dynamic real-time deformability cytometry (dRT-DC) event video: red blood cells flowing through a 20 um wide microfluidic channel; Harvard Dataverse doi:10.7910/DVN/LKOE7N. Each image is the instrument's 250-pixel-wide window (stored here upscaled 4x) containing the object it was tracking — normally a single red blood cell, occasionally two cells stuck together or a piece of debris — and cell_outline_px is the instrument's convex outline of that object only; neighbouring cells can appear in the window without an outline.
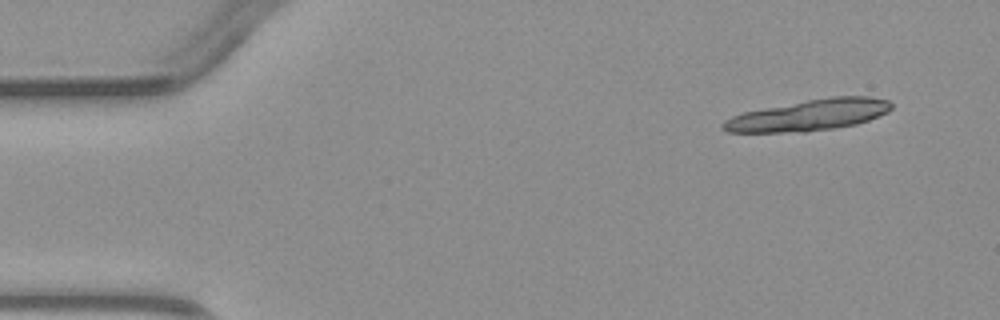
{"species": "common noctule bat (a hibernating species)", "species_latin": "Nyctalus noctula", "temperature_condition": "warm", "stored_images_in_passage": 5, "camera_frame_rate_fps": 3000, "um_per_image_px": 0.085, "animal": {"sex": "male", "body_mass_g": 23.1, "forearm_length_mm": 52.7}, "frame": {"image": 1, "passage_image": 1, "time_ms": 0.0, "image_size_px": [1000, 320], "cell_outline_px": [[892, 108], [888, 112], [868, 120], [856, 124], [808, 132], [728, 132], [720, 128], [720, 124], [724, 120], [732, 116], [744, 112], [764, 108], [808, 100], [832, 96], [868, 96], [888, 100], [892, 104]], "centroid_in_image_um": [68.75, 9.79], "position_along_channel_um": 16.2, "area_um2": 30.46}}
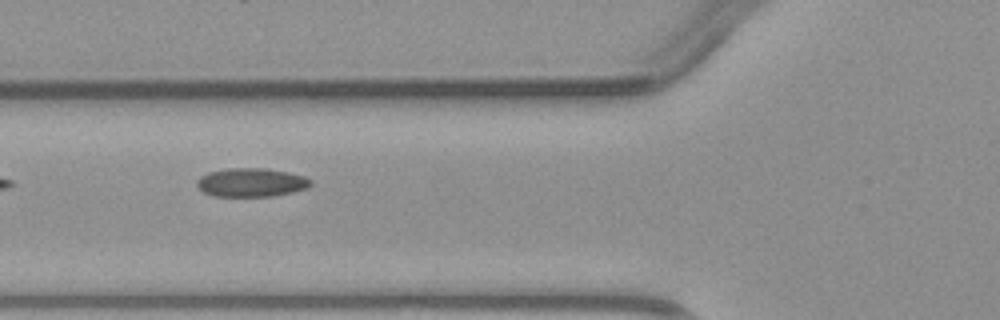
{"frame": {"image": 2, "passage_image": 5, "time_ms": 4.667, "image_size_px": [1000, 320], "cell_outline_px": [[312, 184], [308, 188], [292, 192], [272, 196], [212, 196], [204, 192], [196, 184], [196, 180], [200, 176], [208, 172], [228, 168], [264, 168], [288, 172], [304, 176], [312, 180]], "centroid_in_image_um": [21.36, 15.5], "position_along_channel_um": 104.4, "area_um2": 19.07}}